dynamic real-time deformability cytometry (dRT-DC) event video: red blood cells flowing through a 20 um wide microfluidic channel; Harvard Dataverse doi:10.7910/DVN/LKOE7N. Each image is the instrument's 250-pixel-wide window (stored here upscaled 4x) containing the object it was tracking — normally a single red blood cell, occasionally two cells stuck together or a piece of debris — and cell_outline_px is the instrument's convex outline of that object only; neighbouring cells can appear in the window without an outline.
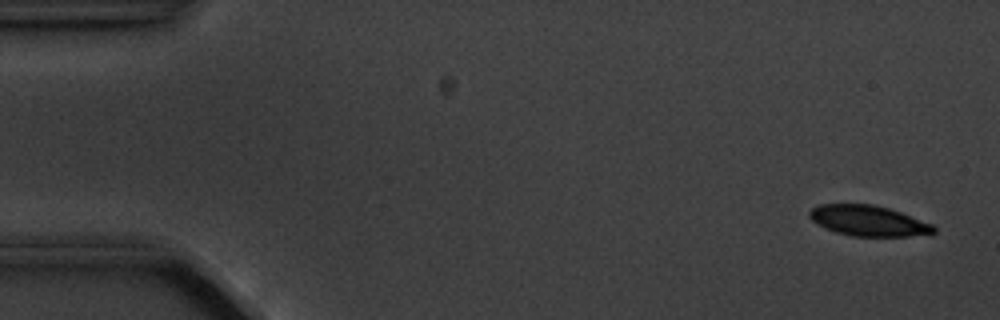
{"species": "common noctule bat (a hibernating species)", "species_latin": "Nyctalus noctula", "temperature_condition": "cold", "stored_images_in_passage": 5, "camera_frame_rate_fps": 3000, "um_per_image_px": 0.085, "animal": {"sex": "male", "body_mass_g": 20.1, "forearm_length_mm": 53.5}, "frame": {"image": 1, "passage_image": 1, "time_ms": 0.0, "image_size_px": [1000, 320], "cell_outline_px": [[936, 232], [908, 236], [852, 236], [836, 232], [824, 228], [812, 220], [808, 216], [808, 212], [812, 208], [820, 204], [872, 204], [888, 208], [900, 212], [932, 224], [936, 228]], "centroid_in_image_um": [73.77, 18.76], "position_along_channel_um": 11.2, "area_um2": 21.96}}